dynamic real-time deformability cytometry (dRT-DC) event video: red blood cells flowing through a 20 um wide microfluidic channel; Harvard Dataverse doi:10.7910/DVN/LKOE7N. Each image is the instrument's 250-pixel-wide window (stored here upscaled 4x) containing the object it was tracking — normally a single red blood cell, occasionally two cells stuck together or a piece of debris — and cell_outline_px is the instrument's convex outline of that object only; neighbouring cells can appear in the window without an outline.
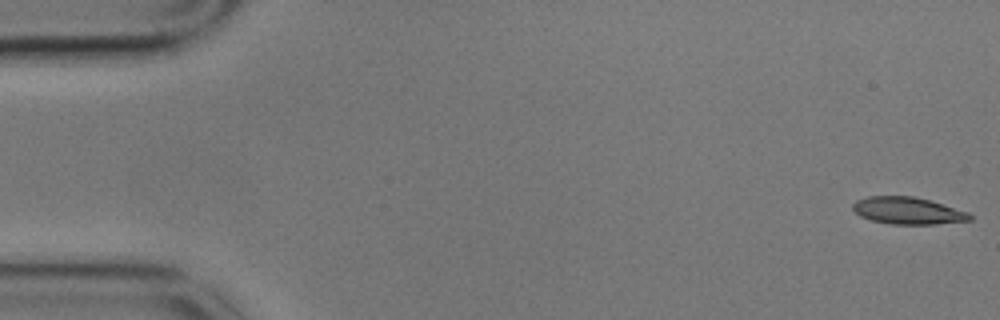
{"species": "common noctule bat (a hibernating species)", "species_latin": "Nyctalus noctula", "temperature_condition": "cold", "stored_images_in_passage": 56, "camera_frame_rate_fps": 3000, "um_per_image_px": 0.085, "animal": {"sex": "male", "body_mass_g": 17.9}, "frame": {"image": 1, "passage_image": 1, "time_ms": 0.0, "image_size_px": [1000, 320], "cell_outline_px": [[972, 220], [936, 224], [892, 224], [872, 220], [860, 216], [852, 208], [852, 204], [856, 200], [868, 196], [912, 196], [928, 200], [968, 212], [972, 216]], "centroid_in_image_um": [77.14, 17.91], "position_along_channel_um": 7.9, "area_um2": 18.26}}
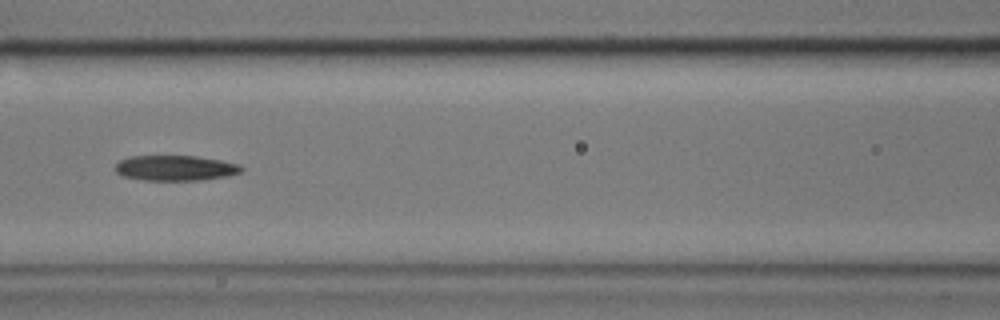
{"frame": {"image": 2, "passage_image": 24, "time_ms": 7.667, "image_size_px": [1000, 320], "cell_outline_px": [[244, 168], [240, 172], [228, 176], [200, 180], [144, 180], [124, 176], [116, 172], [116, 164], [120, 160], [128, 156], [196, 156], [220, 160], [240, 164]], "centroid_in_image_um": [14.92, 14.28], "position_along_channel_um": 151.7, "area_um2": 18.55}}
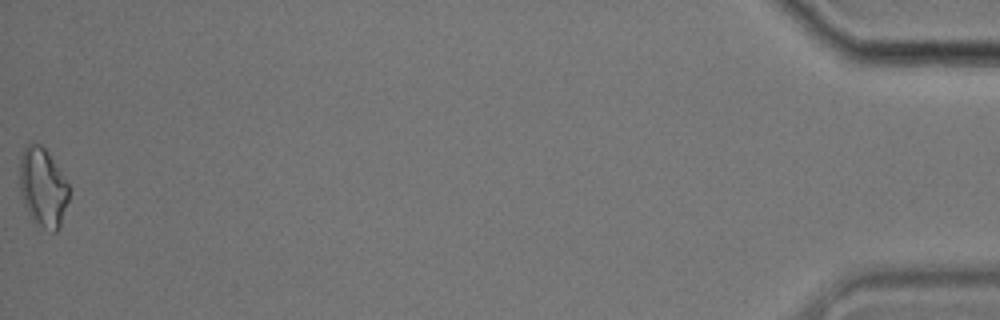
{"frame": {"image": 3, "passage_image": 56, "time_ms": 18.333, "image_size_px": [1000, 320], "cell_outline_px": [[68, 200], [60, 228], [56, 232], [52, 232], [44, 228], [32, 220], [24, 204], [20, 192], [20, 152], [32, 140], [40, 144], [48, 152], [68, 184]], "centroid_in_image_um": [3.62, 15.91], "position_along_channel_um": 431.6, "area_um2": 22.72}}